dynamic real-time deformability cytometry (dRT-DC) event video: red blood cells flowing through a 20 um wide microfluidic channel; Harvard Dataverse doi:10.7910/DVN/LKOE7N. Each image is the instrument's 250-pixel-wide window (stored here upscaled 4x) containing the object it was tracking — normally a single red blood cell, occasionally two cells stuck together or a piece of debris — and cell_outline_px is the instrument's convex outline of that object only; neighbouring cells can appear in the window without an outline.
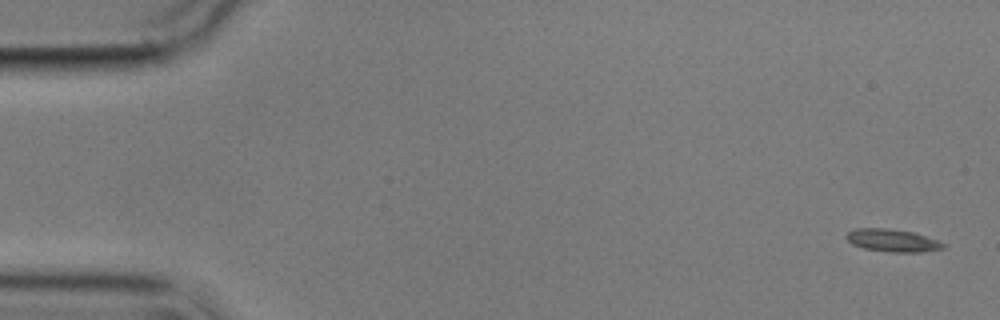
{"species": "common noctule bat (a hibernating species)", "species_latin": "Nyctalus noctula", "temperature_condition": "cold", "stored_images_in_passage": 6, "camera_frame_rate_fps": 3000, "um_per_image_px": 0.085, "animal": {"sex": "male", "body_mass_g": 17.9}, "frame": {"image": 1, "passage_image": 1, "time_ms": 0.0, "image_size_px": [1000, 320], "cell_outline_px": [[944, 248], [924, 252], [892, 252], [864, 248], [852, 244], [844, 236], [848, 232], [856, 228], [888, 228], [912, 232], [936, 240], [944, 244]], "centroid_in_image_um": [75.82, 20.43], "position_along_channel_um": 9.2, "area_um2": 12.6}}
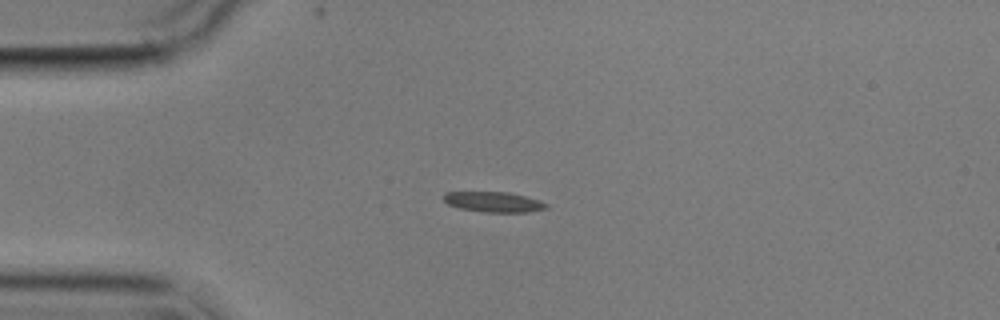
{"frame": {"image": 2, "passage_image": 3, "time_ms": 4.0, "image_size_px": [1000, 320], "cell_outline_px": [[548, 208], [528, 212], [484, 212], [460, 208], [448, 204], [444, 200], [444, 192], [508, 192], [540, 200], [548, 204]], "centroid_in_image_um": [41.98, 17.16], "position_along_channel_um": 43.0, "area_um2": 12.08}}
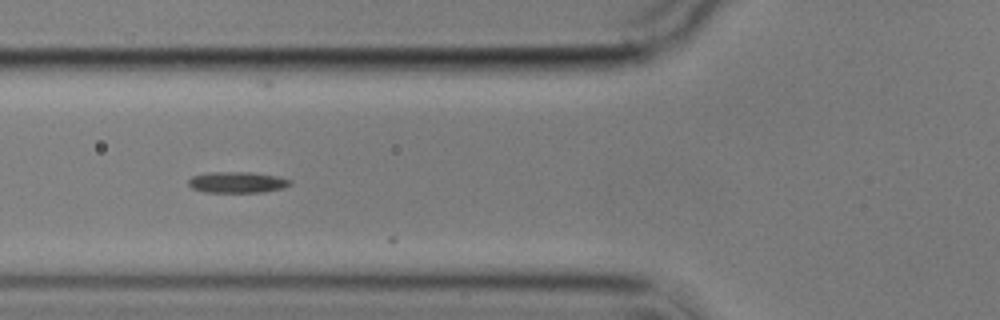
{"frame": {"image": 3, "passage_image": 5, "time_ms": 6.333, "image_size_px": [1000, 320], "cell_outline_px": [[292, 184], [284, 188], [264, 192], [204, 192], [192, 188], [188, 184], [188, 180], [192, 176], [208, 172], [252, 172], [276, 176], [292, 180]], "centroid_in_image_um": [20.17, 15.49], "position_along_channel_um": 105.6, "area_um2": 12.6}}